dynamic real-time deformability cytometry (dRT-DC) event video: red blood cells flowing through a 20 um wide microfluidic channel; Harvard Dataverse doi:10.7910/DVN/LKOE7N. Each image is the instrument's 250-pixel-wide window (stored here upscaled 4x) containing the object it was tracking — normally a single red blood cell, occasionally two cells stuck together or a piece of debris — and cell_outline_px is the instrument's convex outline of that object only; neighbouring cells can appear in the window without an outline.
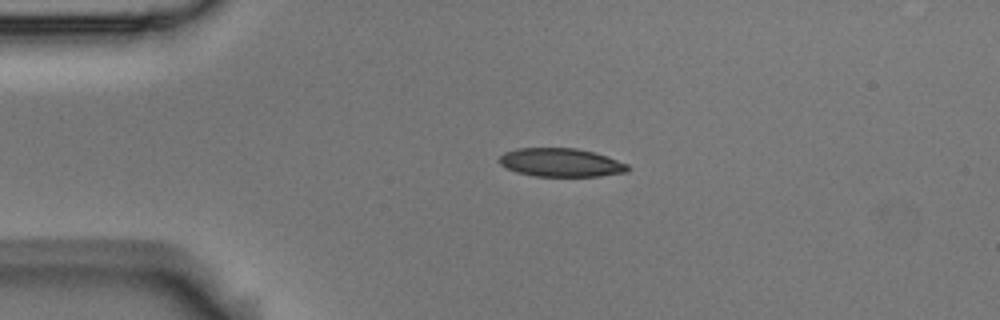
{"species": "Egyptian fruit bat (a non-hibernating species)", "species_latin": "Rousettus aegyptiacus", "temperature_condition": "room temperature", "stored_images_in_passage": 2, "camera_frame_rate_fps": 3000, "um_per_image_px": 0.085, "animal": {"sex": "male"}, "frame": {"image": 1, "passage_image": 1, "time_ms": 0.0, "image_size_px": [1000, 320], "cell_outline_px": [[628, 172], [600, 176], [536, 176], [516, 172], [500, 164], [500, 156], [504, 152], [516, 148], [576, 148], [596, 152], [608, 156], [628, 164]], "centroid_in_image_um": [47.7, 13.81], "position_along_channel_um": 37.3, "area_um2": 21.39}}